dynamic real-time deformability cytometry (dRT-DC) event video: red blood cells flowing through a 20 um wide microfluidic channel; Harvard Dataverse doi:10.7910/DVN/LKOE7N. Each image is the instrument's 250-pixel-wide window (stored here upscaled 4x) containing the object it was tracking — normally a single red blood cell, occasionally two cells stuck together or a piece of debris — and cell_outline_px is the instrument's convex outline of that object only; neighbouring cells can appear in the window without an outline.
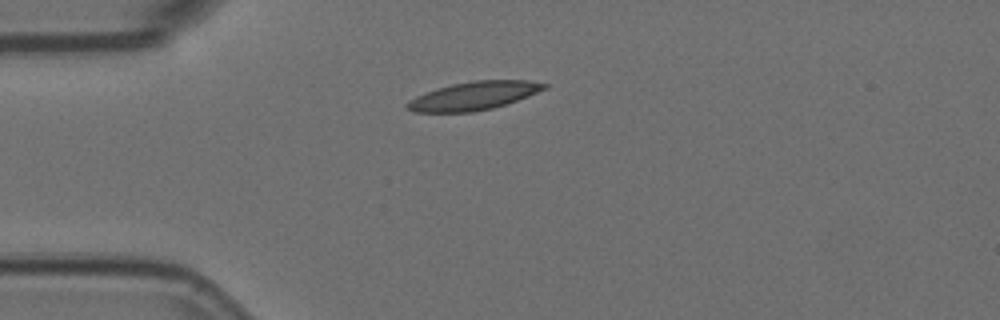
{"species": "Egyptian fruit bat (a non-hibernating species)", "species_latin": "Rousettus aegyptiacus", "temperature_condition": "room temperature", "stored_images_in_passage": 3, "camera_frame_rate_fps": 3000, "um_per_image_px": 0.085, "animal": {"sex": "female"}, "frame": {"image": 1, "passage_image": 3, "time_ms": 0.667, "image_size_px": [1000, 320], "cell_outline_px": [[548, 88], [528, 96], [492, 108], [472, 112], [412, 112], [404, 108], [404, 104], [408, 100], [416, 96], [436, 88], [452, 84], [476, 80], [528, 80], [548, 84]], "centroid_in_image_um": [40.22, 8.14], "position_along_channel_um": 44.8, "area_um2": 22.66}}